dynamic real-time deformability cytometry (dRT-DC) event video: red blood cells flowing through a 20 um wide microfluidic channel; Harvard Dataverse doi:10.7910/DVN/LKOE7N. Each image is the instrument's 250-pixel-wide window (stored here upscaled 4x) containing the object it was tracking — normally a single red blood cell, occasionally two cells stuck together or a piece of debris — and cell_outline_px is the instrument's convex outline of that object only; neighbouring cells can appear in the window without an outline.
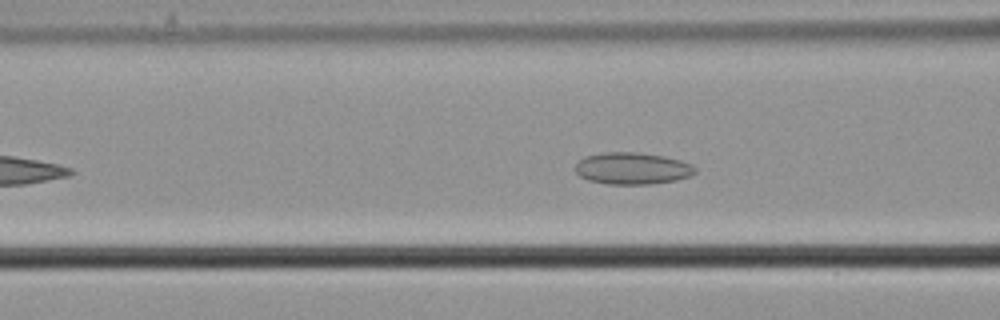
{"species": "common noctule bat (a hibernating species)", "species_latin": "Nyctalus noctula", "temperature_condition": "cold", "stored_images_in_passage": 37, "camera_frame_rate_fps": 3000, "um_per_image_px": 0.085, "animal": {"sex": "male", "body_mass_g": 21.5, "forearm_length_mm": 52.0}, "frame": {"image": 1, "passage_image": 12, "time_ms": 3.667, "image_size_px": [1000, 320], "cell_outline_px": [[696, 172], [688, 176], [676, 180], [648, 184], [608, 184], [588, 180], [580, 176], [576, 172], [576, 164], [584, 156], [604, 152], [640, 152], [664, 156], [680, 160], [692, 164], [696, 168]], "centroid_in_image_um": [53.74, 14.3], "position_along_channel_um": 112.9, "area_um2": 22.25}}
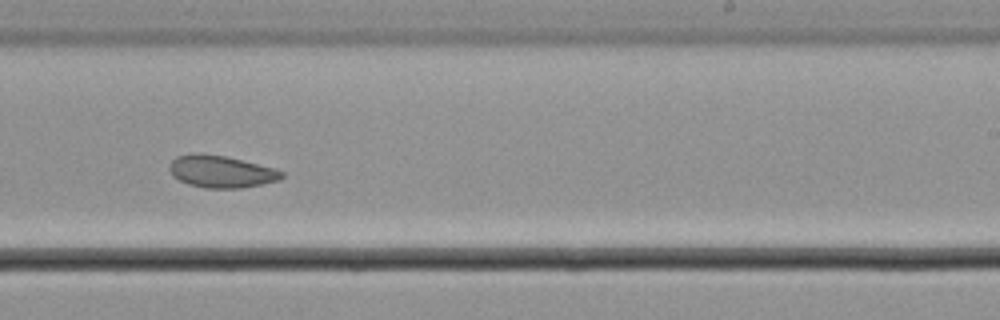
{"frame": {"image": 2, "passage_image": 25, "time_ms": 8.0, "image_size_px": [1000, 320], "cell_outline_px": [[284, 176], [280, 180], [240, 188], [204, 188], [188, 184], [172, 176], [168, 168], [172, 160], [176, 156], [192, 152], [200, 152], [224, 156], [272, 168], [284, 172]], "centroid_in_image_um": [18.73, 14.57], "position_along_channel_um": 270.3, "area_um2": 20.98}}
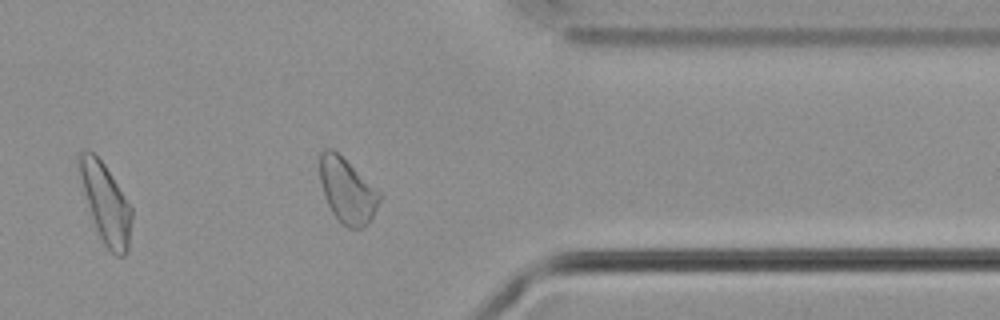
{"frame": {"image": 3, "passage_image": 35, "time_ms": 11.333, "image_size_px": [1000, 320], "cell_outline_px": [[132, 216], [128, 252], [124, 256], [116, 256], [104, 244], [100, 236], [92, 216], [84, 192], [76, 164], [80, 152], [92, 152], [104, 164], [132, 208]], "centroid_in_image_um": [9.0, 17.3], "position_along_channel_um": 402.4, "area_um2": 23.58}, "authors_computed_cell_mechanics": {"area_um2": 21.5594, "velocity_mm_per_s": 3.6339, "shape_relaxation_time_tau1_ms": null, "shape_relaxation_time_tau2_ms": 7.7378, "deformation_change_tau1": null, "deformation_change_tau2": 0.1071}}